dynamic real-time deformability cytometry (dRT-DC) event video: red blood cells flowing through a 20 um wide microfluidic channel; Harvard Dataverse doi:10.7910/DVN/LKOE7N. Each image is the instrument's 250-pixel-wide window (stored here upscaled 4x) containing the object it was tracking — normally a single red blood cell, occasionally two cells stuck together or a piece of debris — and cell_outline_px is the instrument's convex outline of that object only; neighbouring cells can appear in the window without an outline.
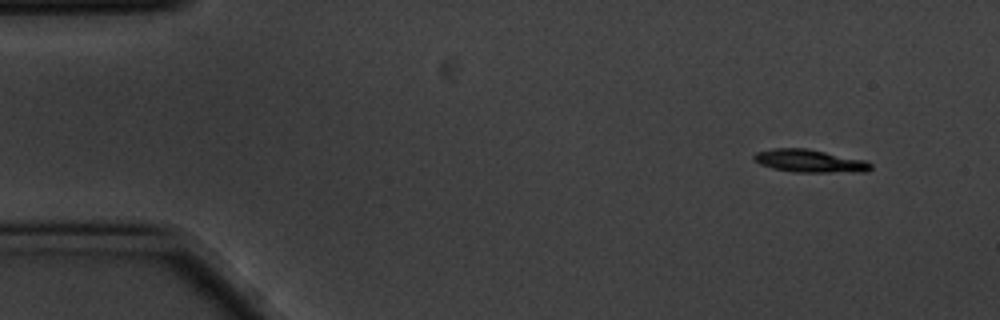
{"species": "common noctule bat (a hibernating species)", "species_latin": "Nyctalus noctula", "temperature_condition": "cold", "stored_images_in_passage": 6, "segment_of_instrument_passage": [2, 2], "camera_frame_rate_fps": 3000, "um_per_image_px": 0.085, "animal": {"sex": "male", "body_mass_g": 20.1, "forearm_length_mm": 53.5}, "frame": {"image": 1, "passage_image": 6, "time_ms": 1.667, "image_size_px": [1000, 320], "cell_outline_px": [[872, 168], [868, 172], [796, 172], [772, 168], [760, 164], [752, 160], [752, 156], [756, 152], [776, 148], [808, 148], [864, 160], [872, 164]], "centroid_in_image_um": [68.82, 13.68], "position_along_channel_um": 16.2, "area_um2": 15.61}}